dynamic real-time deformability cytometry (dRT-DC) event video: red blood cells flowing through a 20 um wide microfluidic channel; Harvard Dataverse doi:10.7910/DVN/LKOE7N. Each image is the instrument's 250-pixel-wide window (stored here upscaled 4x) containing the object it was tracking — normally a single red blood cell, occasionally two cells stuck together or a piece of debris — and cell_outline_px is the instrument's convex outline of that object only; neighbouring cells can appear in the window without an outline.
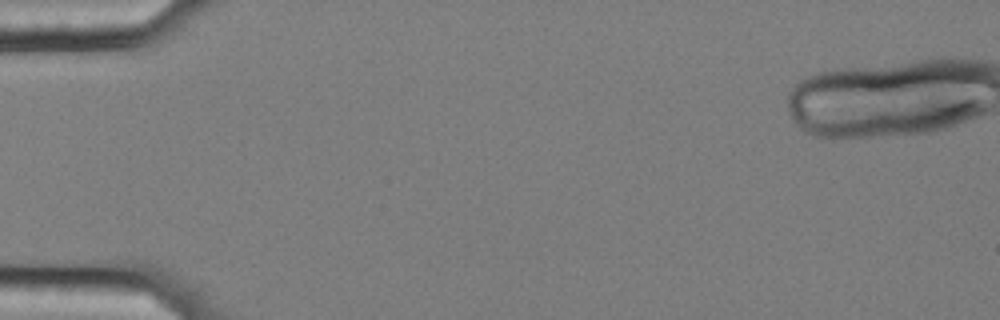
{"species": "common noctule bat (a hibernating species)", "species_latin": "Nyctalus noctula", "temperature_condition": "cold", "stored_images_in_passage": 21, "camera_frame_rate_fps": 3000, "um_per_image_px": 0.085, "animal": {"sex": "female", "body_mass_g": 25.1}, "frame": {"image": 1, "passage_image": 1, "time_ms": 0.0, "image_size_px": [1000, 320], "cell_outline_px": [[972, 112], [952, 120], [940, 124], [920, 128], [856, 132], [832, 132], [824, 128], [836, 124], [880, 116], [952, 104], [972, 104]], "centroid_in_image_um": [76.97, 10.16], "position_along_channel_um": 8.0, "area_um2": 14.74}}